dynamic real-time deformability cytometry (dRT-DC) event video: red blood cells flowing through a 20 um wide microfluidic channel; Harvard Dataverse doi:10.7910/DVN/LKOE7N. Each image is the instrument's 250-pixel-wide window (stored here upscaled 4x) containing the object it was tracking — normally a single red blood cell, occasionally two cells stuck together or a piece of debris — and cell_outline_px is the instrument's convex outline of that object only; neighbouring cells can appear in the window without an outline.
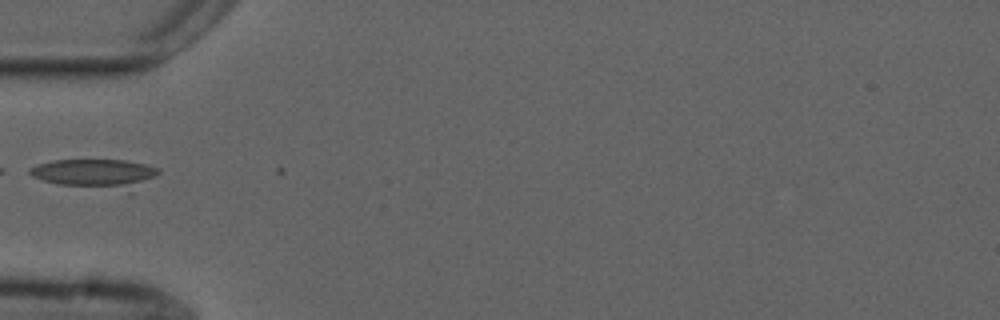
{"species": "common noctule bat (a hibernating species)", "species_latin": "Nyctalus noctula", "temperature_condition": "cold", "stored_images_in_passage": 4, "camera_frame_rate_fps": 3000, "um_per_image_px": 0.085, "animal": {"sex": "male", "forearm_length_mm": 52.5}, "frame": {"image": 1, "passage_image": 1, "time_ms": 0.0, "image_size_px": [1000, 320], "cell_outline_px": [[160, 172], [156, 176], [132, 196], [128, 196], [56, 184], [32, 176], [28, 172], [28, 168], [52, 160], [124, 160], [144, 164], [160, 168]], "centroid_in_image_um": [8.27, 14.87], "position_along_channel_um": 76.7, "area_um2": 23.76}}